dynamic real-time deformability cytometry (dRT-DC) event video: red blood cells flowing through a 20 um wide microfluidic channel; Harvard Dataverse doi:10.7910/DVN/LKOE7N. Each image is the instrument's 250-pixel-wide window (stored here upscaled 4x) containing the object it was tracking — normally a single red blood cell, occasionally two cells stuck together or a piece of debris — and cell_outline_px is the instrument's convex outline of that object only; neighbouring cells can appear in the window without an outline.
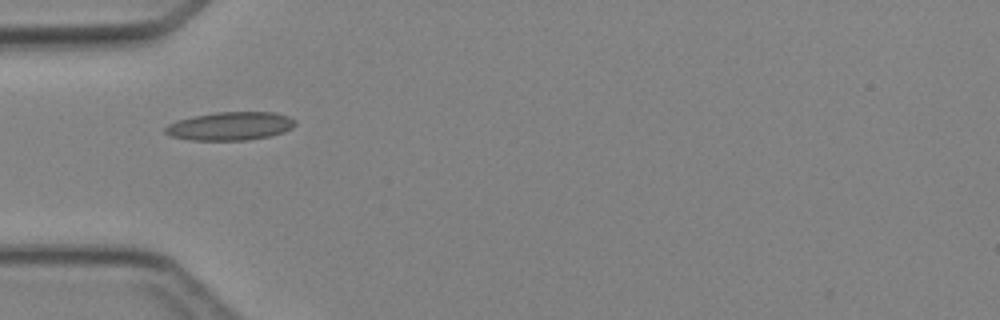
{"species": "Egyptian fruit bat (a non-hibernating species)", "species_latin": "Rousettus aegyptiacus", "temperature_condition": "cold", "stored_images_in_passage": 1, "camera_frame_rate_fps": 3000, "um_per_image_px": 0.085, "animal": {"sex": "female"}, "frame": {"image": 1, "passage_image": 1, "time_ms": 0.0, "image_size_px": [1000, 320], "cell_outline_px": [[296, 124], [292, 128], [284, 132], [268, 136], [244, 140], [192, 140], [172, 136], [164, 132], [164, 128], [168, 124], [176, 120], [216, 112], [276, 112], [288, 116], [296, 120]], "centroid_in_image_um": [19.59, 10.71], "position_along_channel_um": 65.4, "area_um2": 21.39}}